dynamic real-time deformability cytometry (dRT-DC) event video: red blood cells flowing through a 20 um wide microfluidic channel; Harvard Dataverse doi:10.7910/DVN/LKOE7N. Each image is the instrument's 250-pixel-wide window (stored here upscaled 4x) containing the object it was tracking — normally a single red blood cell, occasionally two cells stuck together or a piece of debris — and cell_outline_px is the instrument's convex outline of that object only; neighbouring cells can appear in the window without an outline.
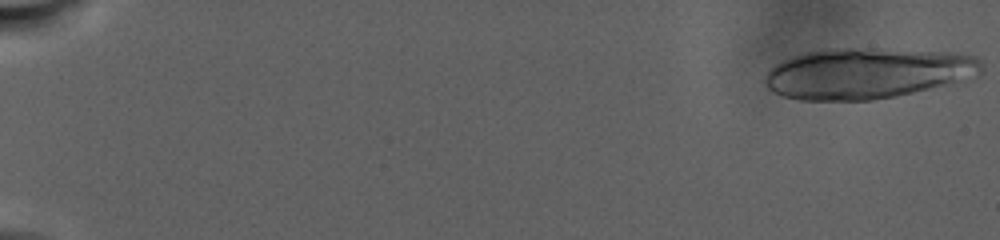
{"species": "human", "species_latin": "Homo sapiens", "temperature_condition": "warm", "stored_images_in_passage": 29, "camera_frame_rate_fps": 3000, "um_per_image_px": 0.085, "donor": {"sex": "male"}, "frame": {"image": 1, "passage_image": 1, "time_ms": 0.0, "image_size_px": [1000, 240], "cell_outline_px": [[984, 68], [976, 76], [896, 96], [872, 100], [800, 100], [780, 96], [772, 92], [764, 84], [764, 76], [776, 64], [792, 56], [808, 52], [828, 48], [864, 48], [948, 52], [976, 56], [984, 64]], "centroid_in_image_um": [73.67, 6.22], "position_along_channel_um": 11.3, "area_um2": 63.87}}
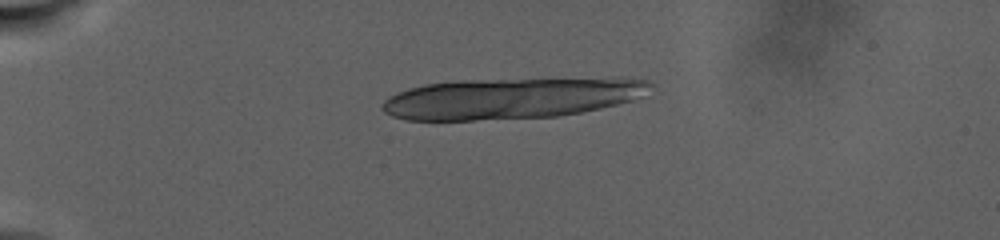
{"frame": {"image": 2, "passage_image": 17, "time_ms": 8.0, "image_size_px": [1000, 240], "cell_outline_px": [[652, 84], [640, 96], [632, 100], [600, 108], [580, 112], [556, 116], [476, 120], [408, 120], [392, 116], [384, 112], [380, 108], [380, 104], [388, 96], [396, 92], [408, 88], [424, 84], [456, 80], [612, 76], [620, 76], [648, 80]], "centroid_in_image_um": [43.45, 8.31], "position_along_channel_um": 41.5, "area_um2": 65.37}}